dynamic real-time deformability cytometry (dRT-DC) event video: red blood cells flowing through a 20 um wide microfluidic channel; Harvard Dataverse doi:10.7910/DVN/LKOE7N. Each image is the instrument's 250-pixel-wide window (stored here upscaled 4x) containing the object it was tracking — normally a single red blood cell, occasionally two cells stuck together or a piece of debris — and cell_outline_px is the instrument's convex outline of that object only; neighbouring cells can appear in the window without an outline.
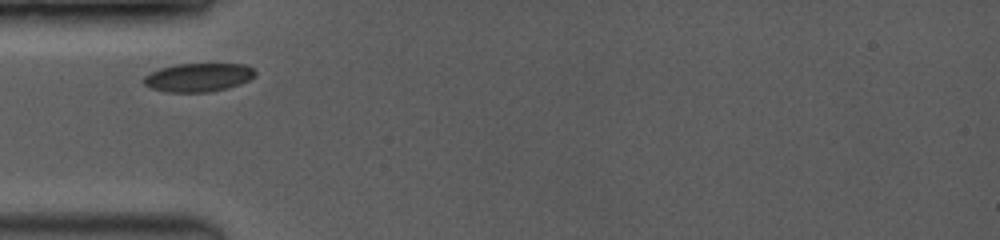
{"species": "common noctule bat (a hibernating species)", "species_latin": "Nyctalus noctula", "temperature_condition": "room temperature", "stored_images_in_passage": 3, "camera_frame_rate_fps": 3500, "um_per_image_px": 0.085, "animal": {"sex": "female", "body_mass_g": 19.0, "forearm_length_mm": 53.3}, "frame": {"image": 1, "passage_image": 1, "time_ms": 0.0, "image_size_px": [1000, 240], "cell_outline_px": [[256, 72], [248, 80], [240, 84], [228, 88], [208, 92], [168, 92], [152, 88], [144, 84], [144, 76], [160, 68], [176, 64], [244, 64], [252, 68]], "centroid_in_image_um": [16.85, 6.58], "position_along_channel_um": 68.1, "area_um2": 18.32}}
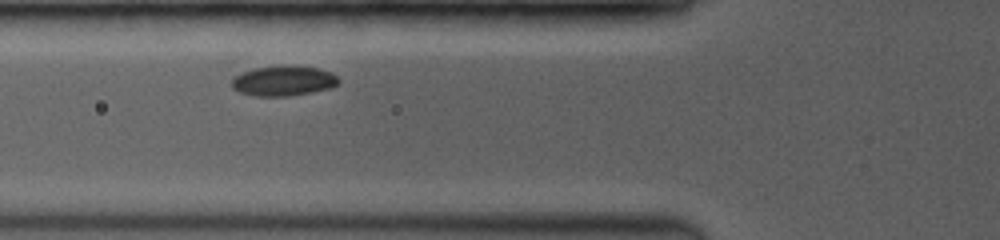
{"frame": {"image": 2, "passage_image": 2, "time_ms": 0.857, "image_size_px": [1000, 240], "cell_outline_px": [[340, 80], [332, 88], [312, 92], [288, 96], [256, 96], [240, 92], [232, 88], [232, 80], [236, 76], [244, 72], [256, 68], [320, 68], [332, 72]], "centroid_in_image_um": [24.12, 6.92], "position_along_channel_um": 101.7, "area_um2": 17.92}}
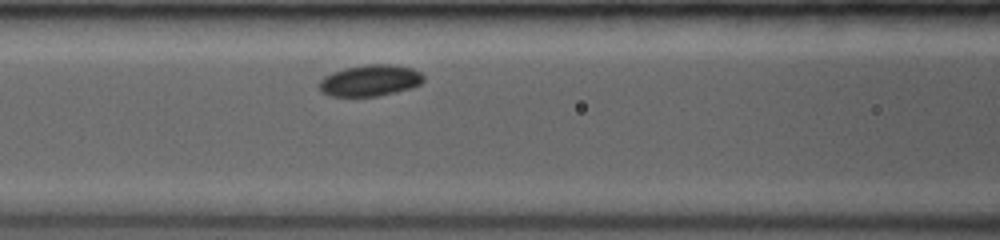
{"frame": {"image": 3, "passage_image": 3, "time_ms": 1.714, "image_size_px": [1000, 240], "cell_outline_px": [[424, 80], [420, 84], [412, 88], [396, 92], [376, 96], [328, 96], [320, 92], [320, 80], [324, 76], [332, 72], [344, 68], [368, 64], [392, 64], [412, 68], [420, 72], [424, 76]], "centroid_in_image_um": [31.46, 6.84], "position_along_channel_um": 135.1, "area_um2": 19.19}}